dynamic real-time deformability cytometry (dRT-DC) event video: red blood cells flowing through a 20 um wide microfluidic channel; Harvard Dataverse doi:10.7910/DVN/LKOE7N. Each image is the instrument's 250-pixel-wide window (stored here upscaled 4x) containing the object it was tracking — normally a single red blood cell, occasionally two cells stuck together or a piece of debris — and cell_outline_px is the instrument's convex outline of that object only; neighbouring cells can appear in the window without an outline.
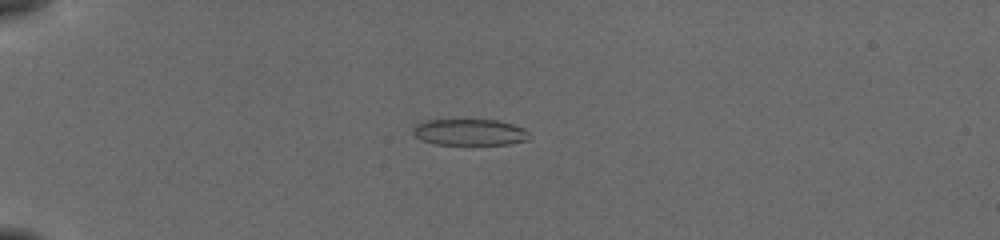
{"species": "common noctule bat (a hibernating species)", "species_latin": "Nyctalus noctula", "temperature_condition": "cold", "stored_images_in_passage": 44, "camera_frame_rate_fps": 3000, "um_per_image_px": 0.085, "animal": {"sex": "female", "body_mass_g": 19.5, "forearm_length_mm": 54.1}, "frame": {"image": 1, "passage_image": 5, "time_ms": 1.333, "image_size_px": [1000, 240], "cell_outline_px": [[532, 136], [528, 140], [508, 144], [436, 144], [424, 140], [416, 136], [412, 132], [412, 128], [416, 124], [428, 120], [452, 116], [496, 120], [512, 124], [524, 128]], "centroid_in_image_um": [39.91, 11.17], "position_along_channel_um": 45.1, "area_um2": 18.73}}
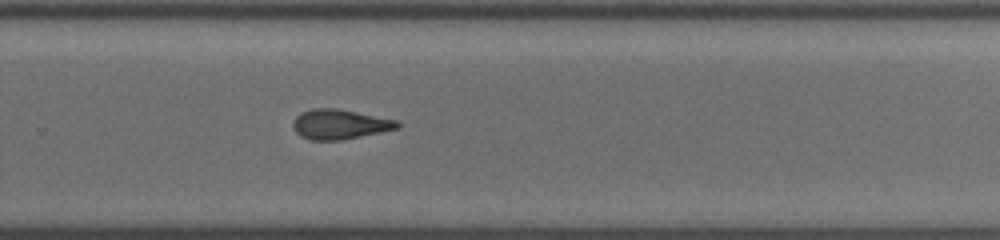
{"frame": {"image": 2, "passage_image": 28, "time_ms": 9.0, "image_size_px": [1000, 240], "cell_outline_px": [[400, 128], [340, 140], [312, 140], [300, 136], [296, 132], [292, 124], [296, 116], [300, 112], [312, 108], [336, 108], [400, 120]], "centroid_in_image_um": [28.89, 10.55], "position_along_channel_um": 300.9, "area_um2": 18.21}}
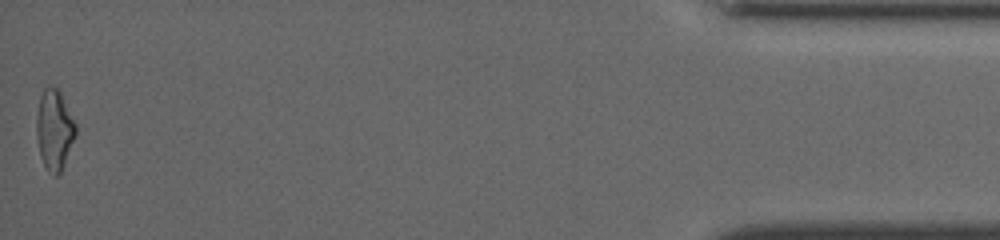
{"frame": {"image": 3, "passage_image": 44, "time_ms": 14.333, "image_size_px": [1000, 240], "cell_outline_px": [[76, 132], [60, 172], [56, 176], [52, 176], [48, 172], [40, 156], [36, 136], [36, 116], [40, 96], [44, 88], [48, 84], [56, 88], [60, 92], [76, 124]], "centroid_in_image_um": [4.59, 11.01], "position_along_channel_um": 430.6, "area_um2": 18.15}, "authors_computed_cell_mechanics": {"area_um2": 18.3226, "velocity_mm_per_s": 3.8861, "shape_relaxation_time_tau1_ms": 8.9585, "shape_relaxation_time_tau2_ms": 4.725, "deformation_change_tau1": 0.2304, "deformation_change_tau2": 0.1343}}